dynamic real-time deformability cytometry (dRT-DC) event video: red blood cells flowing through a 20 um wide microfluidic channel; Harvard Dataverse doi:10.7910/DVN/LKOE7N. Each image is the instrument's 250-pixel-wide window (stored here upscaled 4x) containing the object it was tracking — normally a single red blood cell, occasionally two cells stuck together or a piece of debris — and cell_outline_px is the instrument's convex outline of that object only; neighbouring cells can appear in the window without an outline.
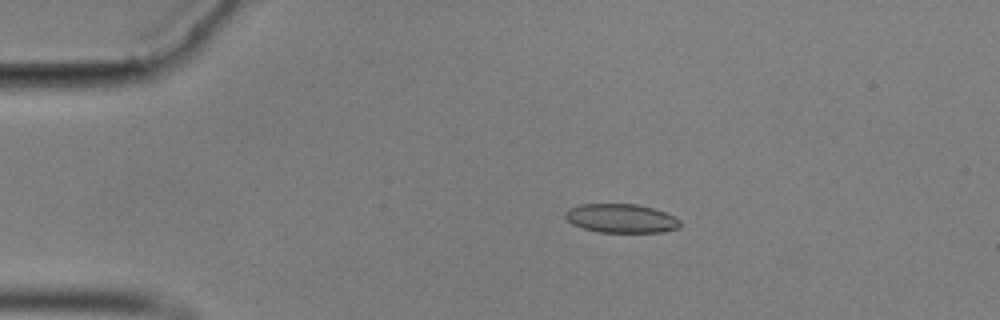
{"species": "common noctule bat (a hibernating species)", "species_latin": "Nyctalus noctula", "temperature_condition": "cold", "stored_images_in_passage": 56, "camera_frame_rate_fps": 3000, "um_per_image_px": 0.085, "animal": {"sex": "male", "body_mass_g": 17.9}, "frame": {"image": 1, "passage_image": 10, "time_ms": 3.0, "image_size_px": [1000, 320], "cell_outline_px": [[680, 228], [664, 232], [600, 232], [584, 228], [572, 224], [564, 216], [564, 212], [568, 208], [580, 204], [636, 204], [652, 208], [664, 212], [680, 220]], "centroid_in_image_um": [52.78, 18.56], "position_along_channel_um": 32.2, "area_um2": 19.31}}
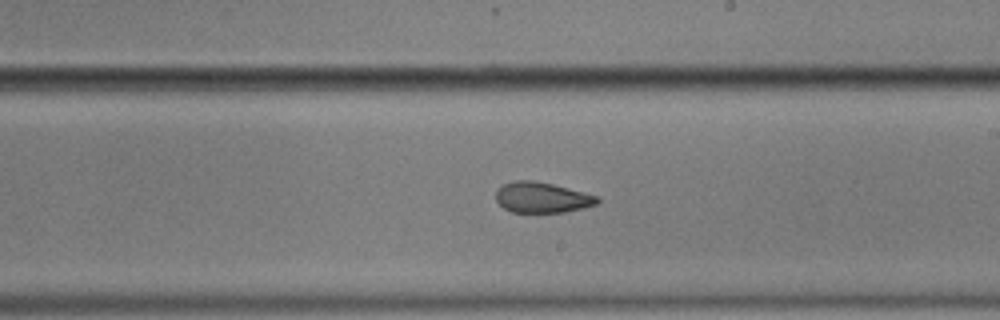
{"frame": {"image": 2, "passage_image": 32, "time_ms": 10.333, "image_size_px": [1000, 320], "cell_outline_px": [[600, 204], [584, 208], [564, 212], [512, 212], [504, 208], [496, 200], [496, 188], [512, 180], [532, 180], [552, 184], [600, 196]], "centroid_in_image_um": [46.1, 16.78], "position_along_channel_um": 242.9, "area_um2": 18.26}}
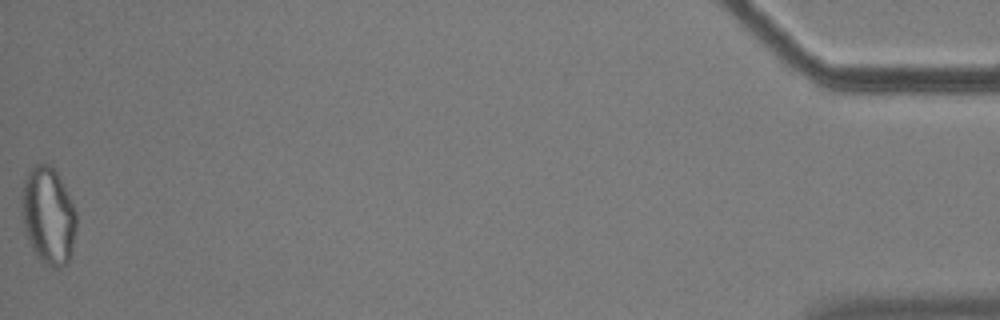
{"frame": {"image": 3, "passage_image": 56, "time_ms": 18.333, "image_size_px": [1000, 320], "cell_outline_px": [[76, 232], [72, 256], [60, 268], [52, 268], [40, 260], [36, 256], [32, 248], [24, 228], [20, 212], [20, 196], [24, 180], [28, 172], [36, 164], [52, 164], [64, 184], [76, 212]], "centroid_in_image_um": [4.1, 18.33], "position_along_channel_um": 431.1, "area_um2": 31.56}, "authors_computed_cell_mechanics": {"area_um2": 19.8832, "velocity_mm_per_s": 3.515, "shape_relaxation_time_tau1_ms": null, "shape_relaxation_time_tau2_ms": 2.1501, "deformation_change_tau1": null, "deformation_change_tau2": 0.0701}}